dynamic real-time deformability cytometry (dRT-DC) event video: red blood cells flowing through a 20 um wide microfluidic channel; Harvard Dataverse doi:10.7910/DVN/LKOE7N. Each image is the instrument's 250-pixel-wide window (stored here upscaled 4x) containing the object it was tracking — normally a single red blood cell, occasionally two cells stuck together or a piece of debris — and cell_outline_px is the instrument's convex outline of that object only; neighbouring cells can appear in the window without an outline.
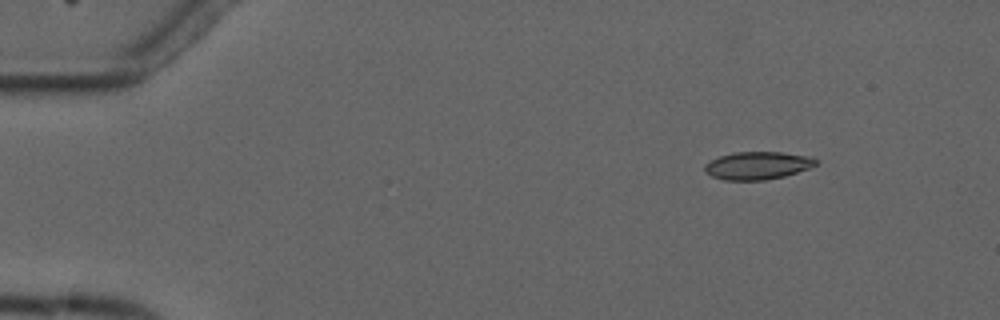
{"species": "common noctule bat (a hibernating species)", "species_latin": "Nyctalus noctula", "temperature_condition": "cold", "stored_images_in_passage": 4, "camera_frame_rate_fps": 3000, "um_per_image_px": 0.085, "animal": {"sex": "male", "forearm_length_mm": 52.5}, "frame": {"image": 1, "passage_image": 1, "time_ms": 0.0, "image_size_px": [1000, 320], "cell_outline_px": [[816, 164], [808, 168], [784, 176], [764, 180], [724, 180], [712, 176], [704, 172], [704, 164], [720, 156], [736, 152], [784, 152], [812, 156], [816, 160]], "centroid_in_image_um": [64.38, 14.06], "position_along_channel_um": 20.6, "area_um2": 17.92}}